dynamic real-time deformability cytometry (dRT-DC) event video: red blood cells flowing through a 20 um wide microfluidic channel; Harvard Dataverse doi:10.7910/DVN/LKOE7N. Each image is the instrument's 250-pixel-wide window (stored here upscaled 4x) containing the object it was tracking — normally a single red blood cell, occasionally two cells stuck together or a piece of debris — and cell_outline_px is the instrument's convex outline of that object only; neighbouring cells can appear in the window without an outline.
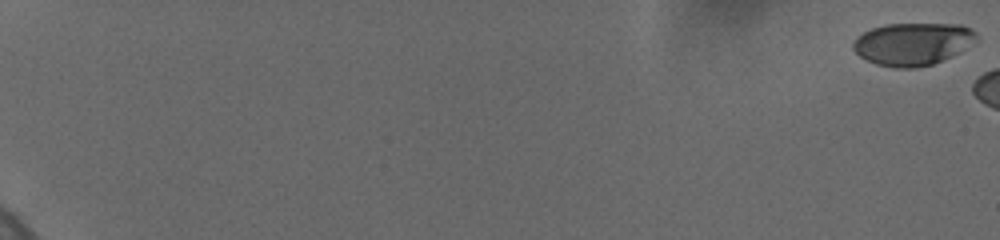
{"species": "human", "species_latin": "Homo sapiens", "temperature_condition": "cold", "stored_images_in_passage": 12, "camera_frame_rate_fps": 3000, "um_per_image_px": 0.085, "donor": {"sex": "female"}, "frame": {"image": 1, "passage_image": 1, "time_ms": 0.0, "image_size_px": [1000, 240], "cell_outline_px": [[980, 40], [952, 56], [932, 64], [912, 68], [896, 68], [876, 64], [860, 56], [852, 48], [852, 44], [856, 36], [872, 28], [888, 24], [960, 24], [972, 28], [980, 36]], "centroid_in_image_um": [77.63, 3.72], "position_along_channel_um": 7.4, "area_um2": 30.81}}